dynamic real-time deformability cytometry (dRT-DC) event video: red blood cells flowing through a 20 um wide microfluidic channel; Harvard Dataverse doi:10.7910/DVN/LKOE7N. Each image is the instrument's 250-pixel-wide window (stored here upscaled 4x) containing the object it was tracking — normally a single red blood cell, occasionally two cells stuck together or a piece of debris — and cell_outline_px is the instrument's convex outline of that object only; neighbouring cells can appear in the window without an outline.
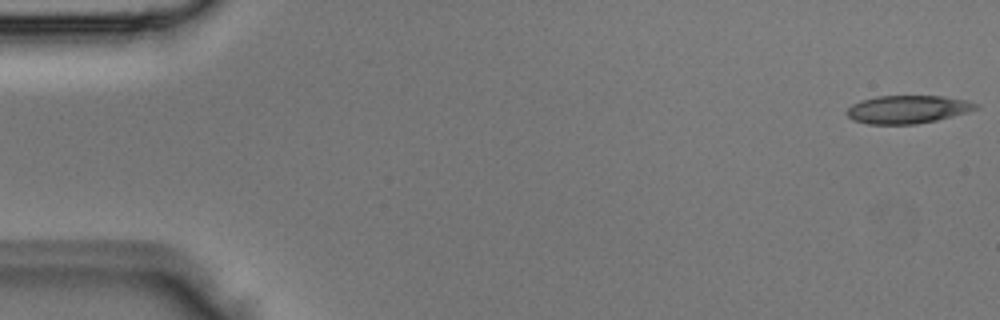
{"species": "Egyptian fruit bat (a non-hibernating species)", "species_latin": "Rousettus aegyptiacus", "temperature_condition": "room temperature", "stored_images_in_passage": 3, "camera_frame_rate_fps": 3000, "um_per_image_px": 0.085, "animal": {"sex": "male"}, "frame": {"image": 1, "passage_image": 1, "time_ms": 0.0, "image_size_px": [1000, 320], "cell_outline_px": [[980, 108], [968, 112], [936, 120], [916, 124], [868, 124], [852, 120], [844, 112], [852, 104], [860, 100], [876, 96], [940, 96], [964, 100], [980, 104]], "centroid_in_image_um": [77.12, 9.3], "position_along_channel_um": 7.9, "area_um2": 21.15}}